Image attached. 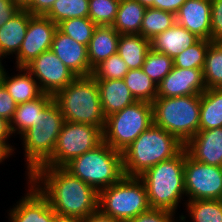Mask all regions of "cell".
Returning <instances> with one entry per match:
<instances>
[{
	"label": "cell",
	"instance_id": "cell-32",
	"mask_svg": "<svg viewBox=\"0 0 222 222\" xmlns=\"http://www.w3.org/2000/svg\"><path fill=\"white\" fill-rule=\"evenodd\" d=\"M89 0H56L45 14L57 25L70 18H89Z\"/></svg>",
	"mask_w": 222,
	"mask_h": 222
},
{
	"label": "cell",
	"instance_id": "cell-1",
	"mask_svg": "<svg viewBox=\"0 0 222 222\" xmlns=\"http://www.w3.org/2000/svg\"><path fill=\"white\" fill-rule=\"evenodd\" d=\"M56 214L85 218L98 209V192L64 167L42 166L29 178Z\"/></svg>",
	"mask_w": 222,
	"mask_h": 222
},
{
	"label": "cell",
	"instance_id": "cell-43",
	"mask_svg": "<svg viewBox=\"0 0 222 222\" xmlns=\"http://www.w3.org/2000/svg\"><path fill=\"white\" fill-rule=\"evenodd\" d=\"M13 136L10 130V122L5 118L0 117V142H2L12 153H15V148L9 144V138Z\"/></svg>",
	"mask_w": 222,
	"mask_h": 222
},
{
	"label": "cell",
	"instance_id": "cell-27",
	"mask_svg": "<svg viewBox=\"0 0 222 222\" xmlns=\"http://www.w3.org/2000/svg\"><path fill=\"white\" fill-rule=\"evenodd\" d=\"M222 127V89H206L201 94L199 130Z\"/></svg>",
	"mask_w": 222,
	"mask_h": 222
},
{
	"label": "cell",
	"instance_id": "cell-38",
	"mask_svg": "<svg viewBox=\"0 0 222 222\" xmlns=\"http://www.w3.org/2000/svg\"><path fill=\"white\" fill-rule=\"evenodd\" d=\"M176 213L157 208H149L147 211L140 213L129 222H175ZM176 220V222H178Z\"/></svg>",
	"mask_w": 222,
	"mask_h": 222
},
{
	"label": "cell",
	"instance_id": "cell-45",
	"mask_svg": "<svg viewBox=\"0 0 222 222\" xmlns=\"http://www.w3.org/2000/svg\"><path fill=\"white\" fill-rule=\"evenodd\" d=\"M81 222H121V221L116 220L115 218L106 215L102 213L99 209H97L95 212L91 213L85 218H82Z\"/></svg>",
	"mask_w": 222,
	"mask_h": 222
},
{
	"label": "cell",
	"instance_id": "cell-22",
	"mask_svg": "<svg viewBox=\"0 0 222 222\" xmlns=\"http://www.w3.org/2000/svg\"><path fill=\"white\" fill-rule=\"evenodd\" d=\"M96 83L106 117L136 102L123 79L96 80Z\"/></svg>",
	"mask_w": 222,
	"mask_h": 222
},
{
	"label": "cell",
	"instance_id": "cell-5",
	"mask_svg": "<svg viewBox=\"0 0 222 222\" xmlns=\"http://www.w3.org/2000/svg\"><path fill=\"white\" fill-rule=\"evenodd\" d=\"M54 99L61 109L64 121L90 124L104 130L106 116L98 85L92 75L77 77L66 88L60 89Z\"/></svg>",
	"mask_w": 222,
	"mask_h": 222
},
{
	"label": "cell",
	"instance_id": "cell-2",
	"mask_svg": "<svg viewBox=\"0 0 222 222\" xmlns=\"http://www.w3.org/2000/svg\"><path fill=\"white\" fill-rule=\"evenodd\" d=\"M184 149L175 136L154 123L143 131L123 152L127 177H139L156 164L172 159Z\"/></svg>",
	"mask_w": 222,
	"mask_h": 222
},
{
	"label": "cell",
	"instance_id": "cell-39",
	"mask_svg": "<svg viewBox=\"0 0 222 222\" xmlns=\"http://www.w3.org/2000/svg\"><path fill=\"white\" fill-rule=\"evenodd\" d=\"M211 41H222V0H211Z\"/></svg>",
	"mask_w": 222,
	"mask_h": 222
},
{
	"label": "cell",
	"instance_id": "cell-37",
	"mask_svg": "<svg viewBox=\"0 0 222 222\" xmlns=\"http://www.w3.org/2000/svg\"><path fill=\"white\" fill-rule=\"evenodd\" d=\"M129 69L124 60L116 53L101 61L93 68L92 76L95 80L123 79Z\"/></svg>",
	"mask_w": 222,
	"mask_h": 222
},
{
	"label": "cell",
	"instance_id": "cell-10",
	"mask_svg": "<svg viewBox=\"0 0 222 222\" xmlns=\"http://www.w3.org/2000/svg\"><path fill=\"white\" fill-rule=\"evenodd\" d=\"M103 142V131L85 123H63L52 158L44 165L64 167L75 157L96 148Z\"/></svg>",
	"mask_w": 222,
	"mask_h": 222
},
{
	"label": "cell",
	"instance_id": "cell-46",
	"mask_svg": "<svg viewBox=\"0 0 222 222\" xmlns=\"http://www.w3.org/2000/svg\"><path fill=\"white\" fill-rule=\"evenodd\" d=\"M54 222H81L80 218L55 214Z\"/></svg>",
	"mask_w": 222,
	"mask_h": 222
},
{
	"label": "cell",
	"instance_id": "cell-6",
	"mask_svg": "<svg viewBox=\"0 0 222 222\" xmlns=\"http://www.w3.org/2000/svg\"><path fill=\"white\" fill-rule=\"evenodd\" d=\"M64 168L97 192L125 176L122 152L113 149L104 141L96 148L72 159Z\"/></svg>",
	"mask_w": 222,
	"mask_h": 222
},
{
	"label": "cell",
	"instance_id": "cell-7",
	"mask_svg": "<svg viewBox=\"0 0 222 222\" xmlns=\"http://www.w3.org/2000/svg\"><path fill=\"white\" fill-rule=\"evenodd\" d=\"M200 104L201 95L156 97L153 123L185 145L199 131Z\"/></svg>",
	"mask_w": 222,
	"mask_h": 222
},
{
	"label": "cell",
	"instance_id": "cell-48",
	"mask_svg": "<svg viewBox=\"0 0 222 222\" xmlns=\"http://www.w3.org/2000/svg\"><path fill=\"white\" fill-rule=\"evenodd\" d=\"M20 9H26L30 4L31 0H12Z\"/></svg>",
	"mask_w": 222,
	"mask_h": 222
},
{
	"label": "cell",
	"instance_id": "cell-24",
	"mask_svg": "<svg viewBox=\"0 0 222 222\" xmlns=\"http://www.w3.org/2000/svg\"><path fill=\"white\" fill-rule=\"evenodd\" d=\"M54 95L43 93L40 97L17 104L14 116L10 121L12 135L17 133L21 136L26 130L35 125L40 111H42L52 100Z\"/></svg>",
	"mask_w": 222,
	"mask_h": 222
},
{
	"label": "cell",
	"instance_id": "cell-41",
	"mask_svg": "<svg viewBox=\"0 0 222 222\" xmlns=\"http://www.w3.org/2000/svg\"><path fill=\"white\" fill-rule=\"evenodd\" d=\"M20 8L12 0H0V27L16 15Z\"/></svg>",
	"mask_w": 222,
	"mask_h": 222
},
{
	"label": "cell",
	"instance_id": "cell-40",
	"mask_svg": "<svg viewBox=\"0 0 222 222\" xmlns=\"http://www.w3.org/2000/svg\"><path fill=\"white\" fill-rule=\"evenodd\" d=\"M16 107L17 103L10 96L4 85L0 82V117L5 118L10 122L14 116Z\"/></svg>",
	"mask_w": 222,
	"mask_h": 222
},
{
	"label": "cell",
	"instance_id": "cell-36",
	"mask_svg": "<svg viewBox=\"0 0 222 222\" xmlns=\"http://www.w3.org/2000/svg\"><path fill=\"white\" fill-rule=\"evenodd\" d=\"M120 0H89V19L96 26H112Z\"/></svg>",
	"mask_w": 222,
	"mask_h": 222
},
{
	"label": "cell",
	"instance_id": "cell-3",
	"mask_svg": "<svg viewBox=\"0 0 222 222\" xmlns=\"http://www.w3.org/2000/svg\"><path fill=\"white\" fill-rule=\"evenodd\" d=\"M184 166L185 149L174 158L152 166L139 176L145 184L150 208L177 212L179 203L186 196Z\"/></svg>",
	"mask_w": 222,
	"mask_h": 222
},
{
	"label": "cell",
	"instance_id": "cell-8",
	"mask_svg": "<svg viewBox=\"0 0 222 222\" xmlns=\"http://www.w3.org/2000/svg\"><path fill=\"white\" fill-rule=\"evenodd\" d=\"M149 208L147 190L139 177L124 176L98 192V209L121 222H129Z\"/></svg>",
	"mask_w": 222,
	"mask_h": 222
},
{
	"label": "cell",
	"instance_id": "cell-42",
	"mask_svg": "<svg viewBox=\"0 0 222 222\" xmlns=\"http://www.w3.org/2000/svg\"><path fill=\"white\" fill-rule=\"evenodd\" d=\"M56 0H31L26 8L32 15H45L53 6Z\"/></svg>",
	"mask_w": 222,
	"mask_h": 222
},
{
	"label": "cell",
	"instance_id": "cell-18",
	"mask_svg": "<svg viewBox=\"0 0 222 222\" xmlns=\"http://www.w3.org/2000/svg\"><path fill=\"white\" fill-rule=\"evenodd\" d=\"M175 16L177 24L200 39L211 40V0H186Z\"/></svg>",
	"mask_w": 222,
	"mask_h": 222
},
{
	"label": "cell",
	"instance_id": "cell-19",
	"mask_svg": "<svg viewBox=\"0 0 222 222\" xmlns=\"http://www.w3.org/2000/svg\"><path fill=\"white\" fill-rule=\"evenodd\" d=\"M15 68L19 71L16 75L10 76L5 68L0 71V82L14 101L21 104L40 97L44 92L33 75L25 67Z\"/></svg>",
	"mask_w": 222,
	"mask_h": 222
},
{
	"label": "cell",
	"instance_id": "cell-17",
	"mask_svg": "<svg viewBox=\"0 0 222 222\" xmlns=\"http://www.w3.org/2000/svg\"><path fill=\"white\" fill-rule=\"evenodd\" d=\"M184 149L198 162L222 167V127L199 130Z\"/></svg>",
	"mask_w": 222,
	"mask_h": 222
},
{
	"label": "cell",
	"instance_id": "cell-9",
	"mask_svg": "<svg viewBox=\"0 0 222 222\" xmlns=\"http://www.w3.org/2000/svg\"><path fill=\"white\" fill-rule=\"evenodd\" d=\"M153 124L151 103L136 101L106 117L103 141L123 152L143 131Z\"/></svg>",
	"mask_w": 222,
	"mask_h": 222
},
{
	"label": "cell",
	"instance_id": "cell-14",
	"mask_svg": "<svg viewBox=\"0 0 222 222\" xmlns=\"http://www.w3.org/2000/svg\"><path fill=\"white\" fill-rule=\"evenodd\" d=\"M27 193L10 208L8 213L9 222H54L56 212L52 209L49 201L28 180Z\"/></svg>",
	"mask_w": 222,
	"mask_h": 222
},
{
	"label": "cell",
	"instance_id": "cell-35",
	"mask_svg": "<svg viewBox=\"0 0 222 222\" xmlns=\"http://www.w3.org/2000/svg\"><path fill=\"white\" fill-rule=\"evenodd\" d=\"M96 25L89 18H70L58 24V29L88 47Z\"/></svg>",
	"mask_w": 222,
	"mask_h": 222
},
{
	"label": "cell",
	"instance_id": "cell-21",
	"mask_svg": "<svg viewBox=\"0 0 222 222\" xmlns=\"http://www.w3.org/2000/svg\"><path fill=\"white\" fill-rule=\"evenodd\" d=\"M31 16L28 10L20 9L15 16L0 27V54L4 58L18 54Z\"/></svg>",
	"mask_w": 222,
	"mask_h": 222
},
{
	"label": "cell",
	"instance_id": "cell-25",
	"mask_svg": "<svg viewBox=\"0 0 222 222\" xmlns=\"http://www.w3.org/2000/svg\"><path fill=\"white\" fill-rule=\"evenodd\" d=\"M150 49V40L141 34H120L117 54L129 70L142 68Z\"/></svg>",
	"mask_w": 222,
	"mask_h": 222
},
{
	"label": "cell",
	"instance_id": "cell-34",
	"mask_svg": "<svg viewBox=\"0 0 222 222\" xmlns=\"http://www.w3.org/2000/svg\"><path fill=\"white\" fill-rule=\"evenodd\" d=\"M211 42V40L199 39L191 47L173 58L174 66L184 69H203L206 52Z\"/></svg>",
	"mask_w": 222,
	"mask_h": 222
},
{
	"label": "cell",
	"instance_id": "cell-4",
	"mask_svg": "<svg viewBox=\"0 0 222 222\" xmlns=\"http://www.w3.org/2000/svg\"><path fill=\"white\" fill-rule=\"evenodd\" d=\"M64 122L61 109L53 99L40 111L35 125L19 137L22 140V146L24 145L28 178L52 158Z\"/></svg>",
	"mask_w": 222,
	"mask_h": 222
},
{
	"label": "cell",
	"instance_id": "cell-13",
	"mask_svg": "<svg viewBox=\"0 0 222 222\" xmlns=\"http://www.w3.org/2000/svg\"><path fill=\"white\" fill-rule=\"evenodd\" d=\"M58 25L45 15H32L21 44L14 58L15 67H26L36 57L51 49L54 34Z\"/></svg>",
	"mask_w": 222,
	"mask_h": 222
},
{
	"label": "cell",
	"instance_id": "cell-50",
	"mask_svg": "<svg viewBox=\"0 0 222 222\" xmlns=\"http://www.w3.org/2000/svg\"><path fill=\"white\" fill-rule=\"evenodd\" d=\"M2 58V59H1ZM4 59V57L0 54V71L4 69L5 66H3L2 64V60Z\"/></svg>",
	"mask_w": 222,
	"mask_h": 222
},
{
	"label": "cell",
	"instance_id": "cell-16",
	"mask_svg": "<svg viewBox=\"0 0 222 222\" xmlns=\"http://www.w3.org/2000/svg\"><path fill=\"white\" fill-rule=\"evenodd\" d=\"M50 50L77 77L90 76L92 74L93 69L90 67L88 60L87 46L73 40L59 29L54 34Z\"/></svg>",
	"mask_w": 222,
	"mask_h": 222
},
{
	"label": "cell",
	"instance_id": "cell-12",
	"mask_svg": "<svg viewBox=\"0 0 222 222\" xmlns=\"http://www.w3.org/2000/svg\"><path fill=\"white\" fill-rule=\"evenodd\" d=\"M44 93L55 95L77 76L51 50L43 52L25 67Z\"/></svg>",
	"mask_w": 222,
	"mask_h": 222
},
{
	"label": "cell",
	"instance_id": "cell-11",
	"mask_svg": "<svg viewBox=\"0 0 222 222\" xmlns=\"http://www.w3.org/2000/svg\"><path fill=\"white\" fill-rule=\"evenodd\" d=\"M184 187V201L222 200V167L198 162L185 150Z\"/></svg>",
	"mask_w": 222,
	"mask_h": 222
},
{
	"label": "cell",
	"instance_id": "cell-28",
	"mask_svg": "<svg viewBox=\"0 0 222 222\" xmlns=\"http://www.w3.org/2000/svg\"><path fill=\"white\" fill-rule=\"evenodd\" d=\"M189 220L193 222H222V200L203 199L185 202ZM180 222L187 220L186 215L179 216Z\"/></svg>",
	"mask_w": 222,
	"mask_h": 222
},
{
	"label": "cell",
	"instance_id": "cell-44",
	"mask_svg": "<svg viewBox=\"0 0 222 222\" xmlns=\"http://www.w3.org/2000/svg\"><path fill=\"white\" fill-rule=\"evenodd\" d=\"M185 1L186 0H160V3H154V8L176 14Z\"/></svg>",
	"mask_w": 222,
	"mask_h": 222
},
{
	"label": "cell",
	"instance_id": "cell-15",
	"mask_svg": "<svg viewBox=\"0 0 222 222\" xmlns=\"http://www.w3.org/2000/svg\"><path fill=\"white\" fill-rule=\"evenodd\" d=\"M203 69H184L173 67L157 86V97H180L201 95L206 86Z\"/></svg>",
	"mask_w": 222,
	"mask_h": 222
},
{
	"label": "cell",
	"instance_id": "cell-23",
	"mask_svg": "<svg viewBox=\"0 0 222 222\" xmlns=\"http://www.w3.org/2000/svg\"><path fill=\"white\" fill-rule=\"evenodd\" d=\"M120 34L113 26H96L88 45V60L93 69L101 61L117 53Z\"/></svg>",
	"mask_w": 222,
	"mask_h": 222
},
{
	"label": "cell",
	"instance_id": "cell-20",
	"mask_svg": "<svg viewBox=\"0 0 222 222\" xmlns=\"http://www.w3.org/2000/svg\"><path fill=\"white\" fill-rule=\"evenodd\" d=\"M200 38L179 24H174L166 31L158 34L150 41L151 49L175 58L183 50L188 49Z\"/></svg>",
	"mask_w": 222,
	"mask_h": 222
},
{
	"label": "cell",
	"instance_id": "cell-49",
	"mask_svg": "<svg viewBox=\"0 0 222 222\" xmlns=\"http://www.w3.org/2000/svg\"><path fill=\"white\" fill-rule=\"evenodd\" d=\"M136 1H138L145 7H153V8H154V3H160V0H136Z\"/></svg>",
	"mask_w": 222,
	"mask_h": 222
},
{
	"label": "cell",
	"instance_id": "cell-33",
	"mask_svg": "<svg viewBox=\"0 0 222 222\" xmlns=\"http://www.w3.org/2000/svg\"><path fill=\"white\" fill-rule=\"evenodd\" d=\"M173 67L174 62L172 58L166 54L150 49L141 69L156 85H158Z\"/></svg>",
	"mask_w": 222,
	"mask_h": 222
},
{
	"label": "cell",
	"instance_id": "cell-47",
	"mask_svg": "<svg viewBox=\"0 0 222 222\" xmlns=\"http://www.w3.org/2000/svg\"><path fill=\"white\" fill-rule=\"evenodd\" d=\"M12 154L13 153L2 142H0V164L12 156Z\"/></svg>",
	"mask_w": 222,
	"mask_h": 222
},
{
	"label": "cell",
	"instance_id": "cell-26",
	"mask_svg": "<svg viewBox=\"0 0 222 222\" xmlns=\"http://www.w3.org/2000/svg\"><path fill=\"white\" fill-rule=\"evenodd\" d=\"M145 10L136 0H120L113 28L119 34H140Z\"/></svg>",
	"mask_w": 222,
	"mask_h": 222
},
{
	"label": "cell",
	"instance_id": "cell-29",
	"mask_svg": "<svg viewBox=\"0 0 222 222\" xmlns=\"http://www.w3.org/2000/svg\"><path fill=\"white\" fill-rule=\"evenodd\" d=\"M174 24H176L175 14L153 7H146L140 34L151 41L155 36L166 31Z\"/></svg>",
	"mask_w": 222,
	"mask_h": 222
},
{
	"label": "cell",
	"instance_id": "cell-31",
	"mask_svg": "<svg viewBox=\"0 0 222 222\" xmlns=\"http://www.w3.org/2000/svg\"><path fill=\"white\" fill-rule=\"evenodd\" d=\"M136 101L151 103L157 97V86L141 68L129 70L123 78Z\"/></svg>",
	"mask_w": 222,
	"mask_h": 222
},
{
	"label": "cell",
	"instance_id": "cell-30",
	"mask_svg": "<svg viewBox=\"0 0 222 222\" xmlns=\"http://www.w3.org/2000/svg\"><path fill=\"white\" fill-rule=\"evenodd\" d=\"M202 71L206 89H222V41L211 42Z\"/></svg>",
	"mask_w": 222,
	"mask_h": 222
}]
</instances>
